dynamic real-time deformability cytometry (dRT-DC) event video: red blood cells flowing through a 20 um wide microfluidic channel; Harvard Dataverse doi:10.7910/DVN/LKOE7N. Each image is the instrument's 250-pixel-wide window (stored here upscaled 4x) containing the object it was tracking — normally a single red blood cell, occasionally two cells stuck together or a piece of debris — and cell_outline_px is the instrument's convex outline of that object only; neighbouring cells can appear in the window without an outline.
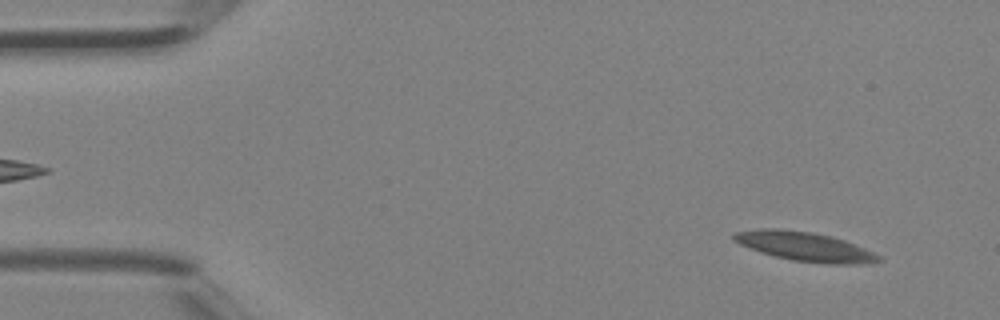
{"species": "Egyptian fruit bat (a non-hibernating species)", "species_latin": "Rousettus aegyptiacus", "temperature_condition": "room temperature", "stored_images_in_passage": 13, "camera_frame_rate_fps": 3000, "um_per_image_px": 0.085, "animal": {"sex": "female"}, "frame": {"image": 1, "passage_image": 3, "time_ms": 0.667, "image_size_px": [1000, 320], "cell_outline_px": [[884, 260], [872, 264], [828, 264], [792, 260], [776, 256], [740, 244], [732, 240], [732, 232], [760, 228], [780, 228], [812, 232], [832, 236], [844, 240], [884, 256]], "centroid_in_image_um": [68.48, 20.95], "position_along_channel_um": 16.5, "area_um2": 24.85}}
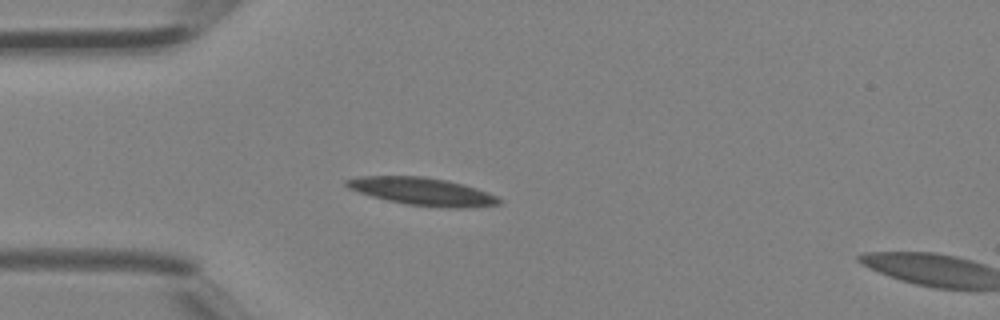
{"frame": {"image": 2, "passage_image": 11, "time_ms": 3.333, "image_size_px": [1000, 320], "cell_outline_px": [[504, 200], [500, 204], [464, 208], [448, 208], [408, 204], [388, 200], [372, 196], [348, 188], [344, 184], [344, 180], [360, 176], [424, 176], [448, 180], [464, 184], [488, 192]], "centroid_in_image_um": [35.94, 16.27], "position_along_channel_um": 49.1, "area_um2": 24.62}}